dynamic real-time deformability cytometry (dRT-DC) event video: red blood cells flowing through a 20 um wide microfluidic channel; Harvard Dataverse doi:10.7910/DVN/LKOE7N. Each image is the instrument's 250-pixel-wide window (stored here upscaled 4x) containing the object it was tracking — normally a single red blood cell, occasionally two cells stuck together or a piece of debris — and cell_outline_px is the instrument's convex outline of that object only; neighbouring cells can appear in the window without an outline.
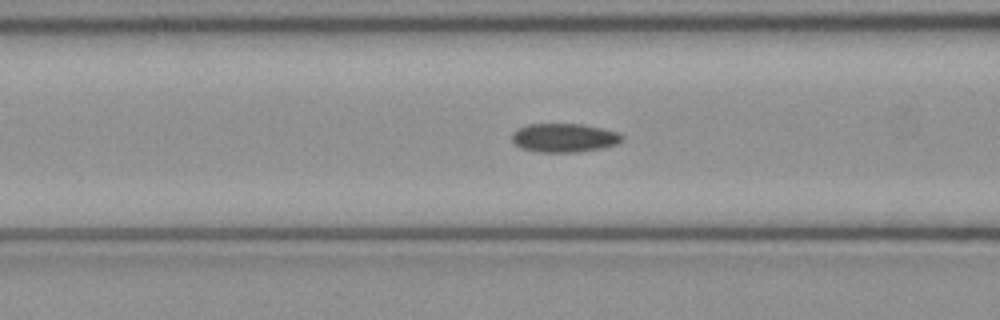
{"species": "common noctule bat (a hibernating species)", "species_latin": "Nyctalus noctula", "temperature_condition": "cold", "stored_images_in_passage": 35, "camera_frame_rate_fps": 3000, "um_per_image_px": 0.085, "animal": {"sex": "female", "body_mass_g": 21.9}, "frame": {"image": 1, "passage_image": 4, "time_ms": 1.0, "image_size_px": [1000, 320], "cell_outline_px": [[624, 140], [616, 144], [600, 148], [580, 152], [536, 152], [520, 148], [512, 140], [512, 132], [516, 128], [528, 124], [580, 124], [600, 128], [616, 132], [624, 136]], "centroid_in_image_um": [47.91, 11.71], "position_along_channel_um": 118.7, "area_um2": 18.5}}
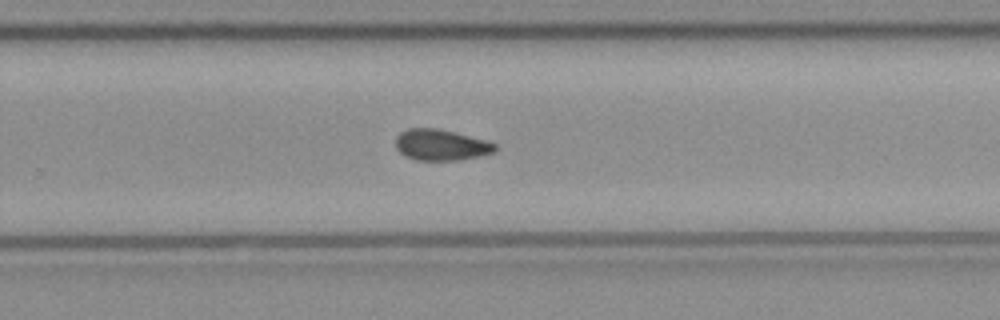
{"frame": {"image": 2, "passage_image": 17, "time_ms": 5.333, "image_size_px": [1000, 320], "cell_outline_px": [[500, 148], [496, 152], [480, 156], [460, 160], [416, 160], [404, 156], [396, 148], [396, 136], [400, 132], [408, 128], [436, 128], [456, 132], [488, 140], [496, 144]], "centroid_in_image_um": [37.53, 12.32], "position_along_channel_um": 292.3, "area_um2": 18.38}}
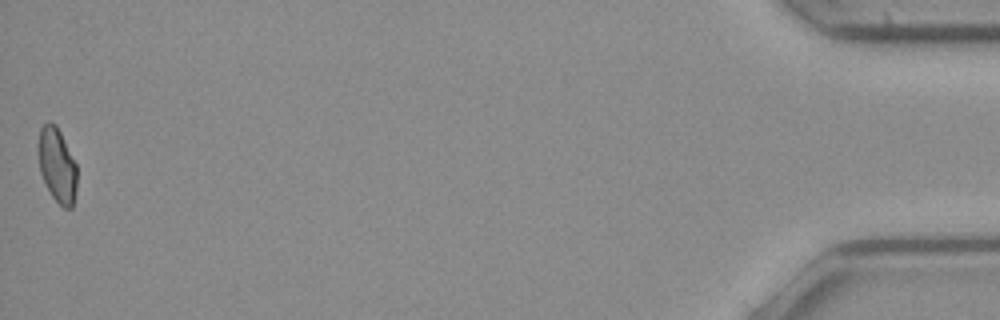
{"frame": {"image": 3, "passage_image": 35, "time_ms": 11.333, "image_size_px": [1000, 320], "cell_outline_px": [[76, 192], [72, 208], [64, 208], [52, 196], [40, 172], [40, 128], [48, 120], [56, 124], [76, 164]], "centroid_in_image_um": [4.88, 14.05], "position_along_channel_um": 430.3, "area_um2": 16.24}}